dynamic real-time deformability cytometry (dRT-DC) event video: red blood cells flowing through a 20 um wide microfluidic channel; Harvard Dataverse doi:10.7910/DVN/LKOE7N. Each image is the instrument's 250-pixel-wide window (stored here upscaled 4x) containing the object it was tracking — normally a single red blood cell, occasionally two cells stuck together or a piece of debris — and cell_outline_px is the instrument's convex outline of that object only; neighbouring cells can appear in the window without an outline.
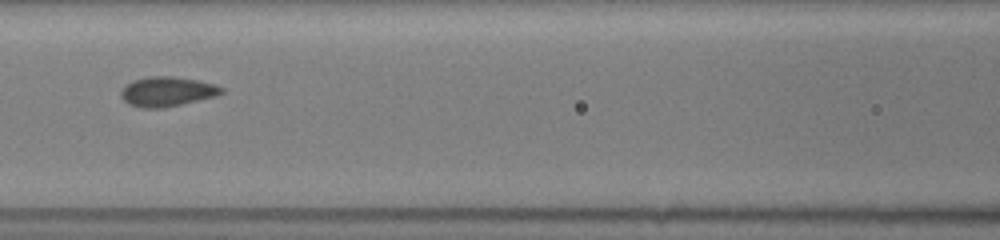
{"species": "common noctule bat (a hibernating species)", "species_latin": "Nyctalus noctula", "temperature_condition": "room temperature", "stored_images_in_passage": 16, "camera_frame_rate_fps": 3000, "um_per_image_px": 0.085, "animal": {"sex": "female", "body_mass_g": 19.5, "forearm_length_mm": 54.1}, "frame": {"image": 1, "passage_image": 12, "time_ms": 5.333, "image_size_px": [1000, 240], "cell_outline_px": [[224, 92], [216, 96], [164, 108], [144, 108], [128, 104], [120, 96], [120, 92], [132, 80], [148, 76], [172, 76], [196, 80], [212, 84], [224, 88]], "centroid_in_image_um": [14.19, 7.78], "position_along_channel_um": 152.4, "area_um2": 17.28}}
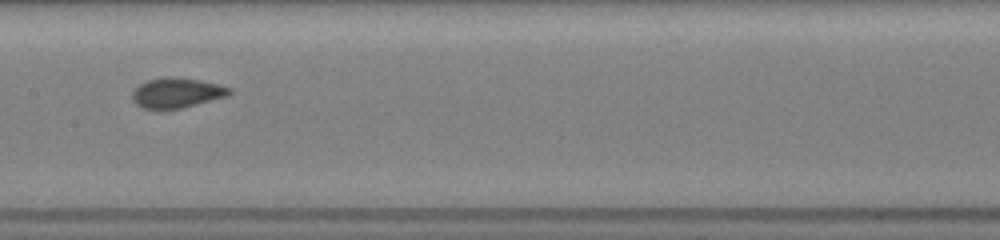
{"frame": {"image": 2, "passage_image": 14, "time_ms": 6.333, "image_size_px": [1000, 240], "cell_outline_px": [[232, 92], [228, 96], [180, 108], [160, 112], [140, 108], [132, 100], [132, 92], [140, 84], [148, 80], [164, 76], [172, 76], [200, 80], [232, 88]], "centroid_in_image_um": [14.97, 7.92], "position_along_channel_um": 192.4, "area_um2": 17.46}}